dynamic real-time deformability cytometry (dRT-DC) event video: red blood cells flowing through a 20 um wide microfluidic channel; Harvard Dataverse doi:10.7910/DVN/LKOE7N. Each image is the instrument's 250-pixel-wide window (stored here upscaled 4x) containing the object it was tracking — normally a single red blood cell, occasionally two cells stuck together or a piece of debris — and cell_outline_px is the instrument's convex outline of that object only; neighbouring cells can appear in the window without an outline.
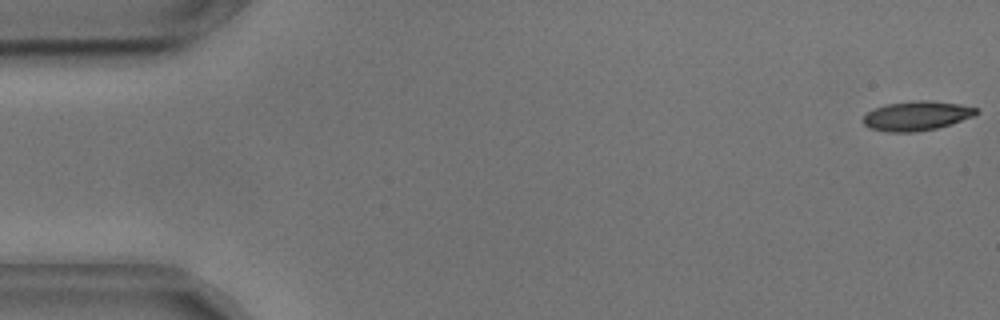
{"species": "common noctule bat (a hibernating species)", "species_latin": "Nyctalus noctula", "temperature_condition": "cold", "stored_images_in_passage": 12, "camera_frame_rate_fps": 3000, "um_per_image_px": 0.085, "animal": {"sex": "male", "body_mass_g": 17.9, "forearm_length_mm": 54.2}, "frame": {"image": 1, "passage_image": 1, "time_ms": 0.0, "image_size_px": [1000, 320], "cell_outline_px": [[980, 112], [976, 116], [936, 128], [912, 132], [888, 132], [868, 128], [860, 120], [868, 112], [876, 108], [888, 104], [920, 100], [928, 100], [960, 104], [976, 108]], "centroid_in_image_um": [77.92, 9.85], "position_along_channel_um": 7.1, "area_um2": 19.31}}